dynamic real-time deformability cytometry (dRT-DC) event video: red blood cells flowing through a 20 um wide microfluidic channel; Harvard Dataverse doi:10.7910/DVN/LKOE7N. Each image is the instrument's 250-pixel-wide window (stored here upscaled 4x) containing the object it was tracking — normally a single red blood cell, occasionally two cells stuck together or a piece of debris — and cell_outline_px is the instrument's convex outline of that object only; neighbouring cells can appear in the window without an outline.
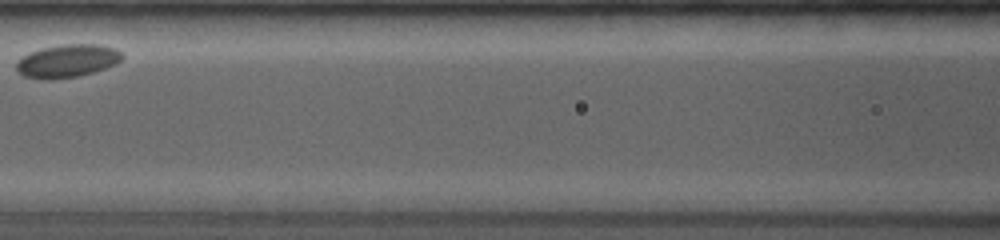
{"species": "common noctule bat (a hibernating species)", "species_latin": "Nyctalus noctula", "temperature_condition": "room temperature", "stored_images_in_passage": 6, "camera_frame_rate_fps": 4000, "um_per_image_px": 0.085, "animal": {"sex": "female", "body_mass_g": 19.0, "forearm_length_mm": 53.3}, "frame": {"image": 1, "passage_image": 5, "time_ms": 3.0, "image_size_px": [1000, 240], "cell_outline_px": [[124, 56], [116, 64], [80, 76], [48, 80], [44, 80], [24, 76], [16, 68], [16, 60], [28, 52], [40, 48], [64, 44], [100, 44], [116, 48]], "centroid_in_image_um": [5.7, 5.17], "position_along_channel_um": 160.9, "area_um2": 20.52}}